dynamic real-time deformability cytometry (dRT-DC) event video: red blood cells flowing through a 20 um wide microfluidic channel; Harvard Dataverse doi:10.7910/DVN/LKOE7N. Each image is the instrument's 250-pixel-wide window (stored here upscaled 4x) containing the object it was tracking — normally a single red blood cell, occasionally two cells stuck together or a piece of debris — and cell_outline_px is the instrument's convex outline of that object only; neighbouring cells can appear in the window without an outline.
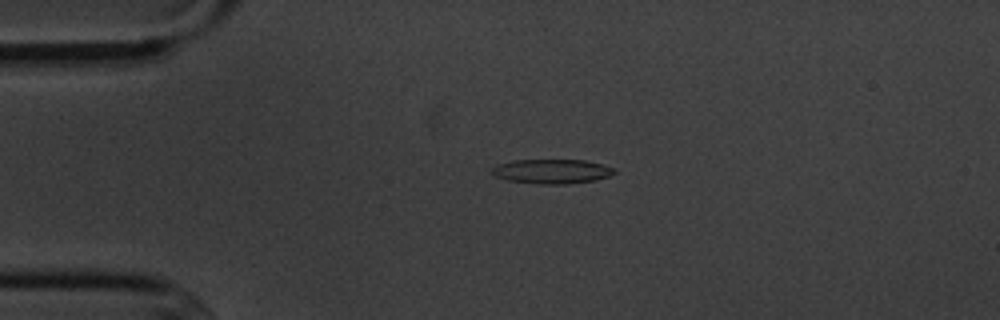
{"species": "common noctule bat (a hibernating species)", "species_latin": "Nyctalus noctula", "temperature_condition": "cold", "stored_images_in_passage": 5, "camera_frame_rate_fps": 3000, "um_per_image_px": 0.085, "animal": {"sex": "male", "body_mass_g": 20.1, "forearm_length_mm": 53.5}, "frame": {"image": 1, "passage_image": 3, "time_ms": 2.333, "image_size_px": [1000, 320], "cell_outline_px": [[616, 172], [608, 176], [596, 180], [568, 184], [540, 184], [508, 180], [496, 176], [492, 172], [492, 168], [496, 164], [512, 160], [584, 160], [600, 164], [612, 168]], "centroid_in_image_um": [46.88, 14.56], "position_along_channel_um": 38.1, "area_um2": 17.28}}
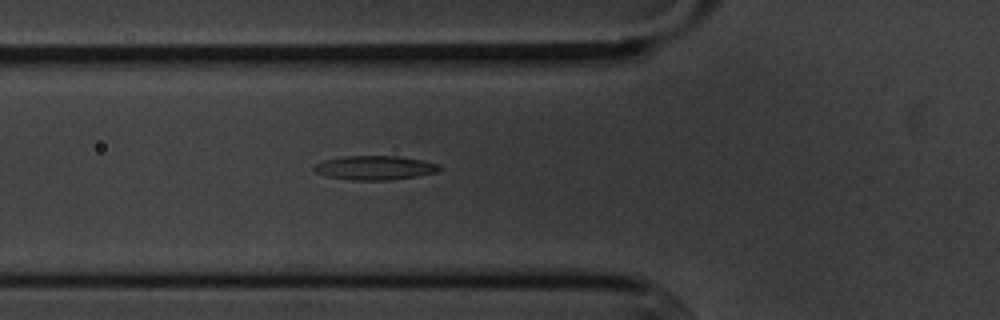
{"frame": {"image": 2, "passage_image": 5, "time_ms": 4.667, "image_size_px": [1000, 320], "cell_outline_px": [[440, 172], [392, 180], [348, 180], [328, 176], [316, 172], [312, 168], [316, 164], [324, 160], [344, 156], [396, 156], [420, 160], [440, 164]], "centroid_in_image_um": [31.87, 14.27], "position_along_channel_um": 93.9, "area_um2": 17.57}}